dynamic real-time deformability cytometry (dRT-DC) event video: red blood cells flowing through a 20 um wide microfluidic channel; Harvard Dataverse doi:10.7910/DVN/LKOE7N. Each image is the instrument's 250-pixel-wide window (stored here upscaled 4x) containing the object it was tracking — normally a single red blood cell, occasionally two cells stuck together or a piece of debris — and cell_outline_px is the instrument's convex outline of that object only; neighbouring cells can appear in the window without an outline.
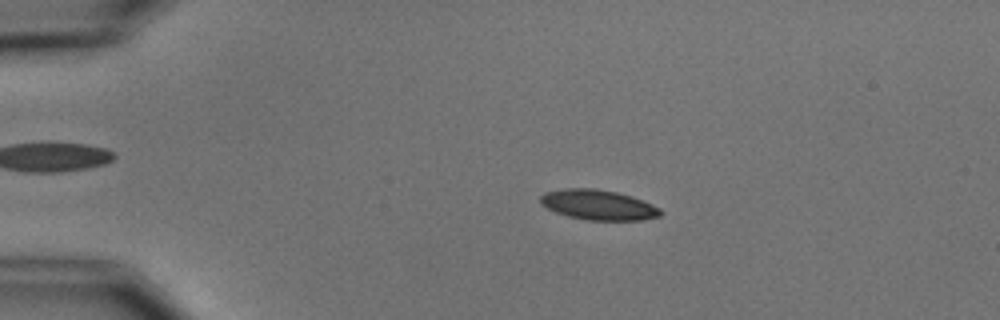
{"species": "common noctule bat (a hibernating species)", "species_latin": "Nyctalus noctula", "temperature_condition": "cold", "stored_images_in_passage": 10, "camera_frame_rate_fps": 3000, "um_per_image_px": 0.085, "animal": {"sex": "male", "body_mass_g": 15.6}, "frame": {"image": 1, "passage_image": 2, "time_ms": 2.0, "image_size_px": [1000, 320], "cell_outline_px": [[660, 216], [640, 220], [588, 220], [568, 216], [556, 212], [540, 204], [540, 196], [544, 192], [564, 188], [596, 188], [616, 192], [632, 196], [652, 204], [660, 208]], "centroid_in_image_um": [50.82, 17.4], "position_along_channel_um": 34.2, "area_um2": 21.04}}
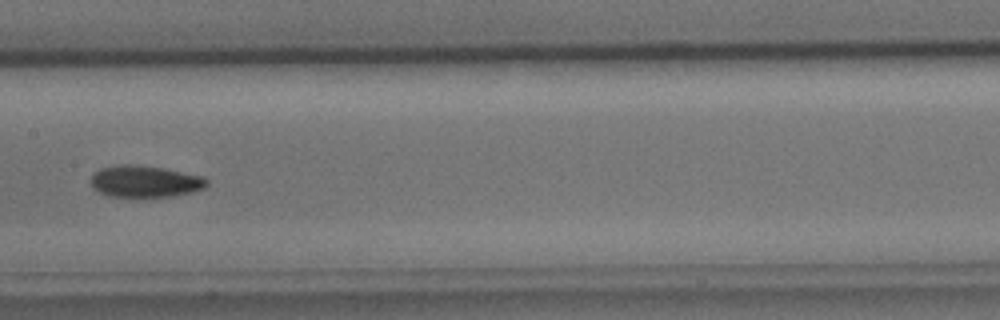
{"frame": {"image": 2, "passage_image": 7, "time_ms": 7.667, "image_size_px": [1000, 320], "cell_outline_px": [[208, 184], [204, 188], [192, 192], [172, 196], [108, 196], [92, 188], [92, 176], [100, 168], [120, 164], [132, 164], [164, 168], [200, 176], [208, 180]], "centroid_in_image_um": [12.32, 15.41], "position_along_channel_um": 195.1, "area_um2": 21.15}}
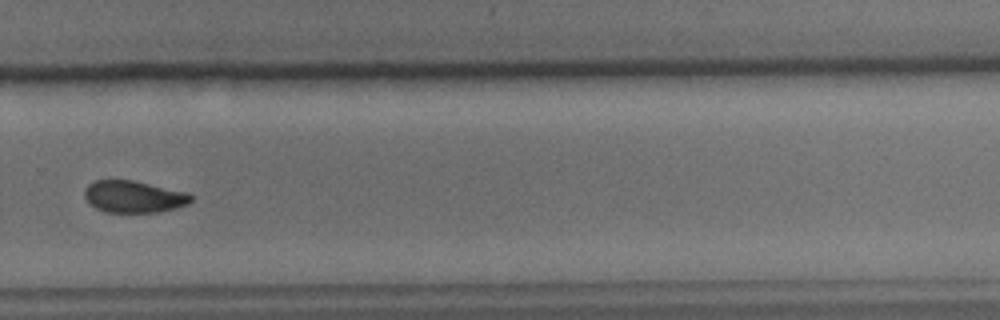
{"frame": {"image": 3, "passage_image": 10, "time_ms": 11.0, "image_size_px": [1000, 320], "cell_outline_px": [[192, 200], [188, 204], [176, 208], [156, 212], [104, 212], [96, 208], [84, 196], [84, 188], [92, 180], [132, 180], [188, 192], [192, 196]], "centroid_in_image_um": [11.36, 16.71], "position_along_channel_um": 318.4, "area_um2": 19.83}}